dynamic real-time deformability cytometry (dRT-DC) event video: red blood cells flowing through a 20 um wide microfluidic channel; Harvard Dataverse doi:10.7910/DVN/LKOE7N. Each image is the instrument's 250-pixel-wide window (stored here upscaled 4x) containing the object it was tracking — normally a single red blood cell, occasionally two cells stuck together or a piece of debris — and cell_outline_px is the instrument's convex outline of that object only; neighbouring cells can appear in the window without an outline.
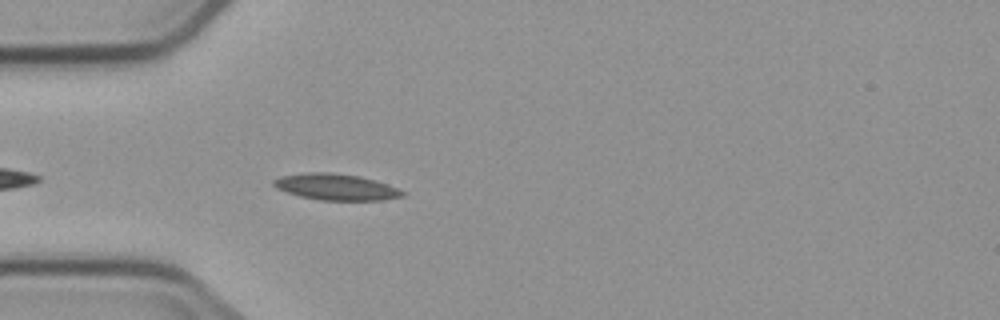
{"species": "common noctule bat (a hibernating species)", "species_latin": "Nyctalus noctula", "temperature_condition": "cold", "stored_images_in_passage": 4, "camera_frame_rate_fps": 3000, "um_per_image_px": 0.085, "animal": {"sex": "male", "body_mass_g": 23.1, "forearm_length_mm": 52.7}, "frame": {"image": 1, "passage_image": 4, "time_ms": 3.667, "image_size_px": [1000, 320], "cell_outline_px": [[408, 192], [404, 196], [384, 200], [320, 200], [300, 196], [276, 188], [272, 184], [272, 180], [280, 176], [304, 172], [332, 172], [360, 176], [388, 184]], "centroid_in_image_um": [28.58, 15.88], "position_along_channel_um": 56.4, "area_um2": 19.94}}